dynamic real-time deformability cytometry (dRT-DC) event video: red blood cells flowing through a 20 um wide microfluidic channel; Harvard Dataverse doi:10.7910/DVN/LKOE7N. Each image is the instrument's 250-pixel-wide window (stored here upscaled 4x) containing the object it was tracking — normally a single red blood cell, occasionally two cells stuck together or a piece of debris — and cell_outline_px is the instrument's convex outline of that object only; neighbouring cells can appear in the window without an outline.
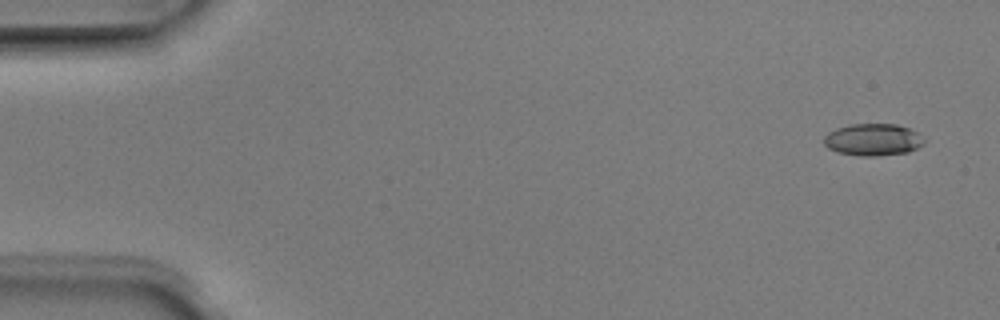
{"species": "Egyptian fruit bat (a non-hibernating species)", "species_latin": "Rousettus aegyptiacus", "temperature_condition": "room temperature", "stored_images_in_passage": 5, "camera_frame_rate_fps": 3000, "um_per_image_px": 0.085, "animal": {"sex": "male"}, "frame": {"image": 1, "passage_image": 1, "time_ms": 0.0, "image_size_px": [1000, 320], "cell_outline_px": [[924, 144], [908, 152], [876, 156], [864, 156], [836, 152], [828, 148], [824, 144], [824, 136], [828, 132], [836, 128], [848, 124], [896, 124], [908, 128], [924, 136]], "centroid_in_image_um": [74.19, 11.87], "position_along_channel_um": 10.8, "area_um2": 18.79}}